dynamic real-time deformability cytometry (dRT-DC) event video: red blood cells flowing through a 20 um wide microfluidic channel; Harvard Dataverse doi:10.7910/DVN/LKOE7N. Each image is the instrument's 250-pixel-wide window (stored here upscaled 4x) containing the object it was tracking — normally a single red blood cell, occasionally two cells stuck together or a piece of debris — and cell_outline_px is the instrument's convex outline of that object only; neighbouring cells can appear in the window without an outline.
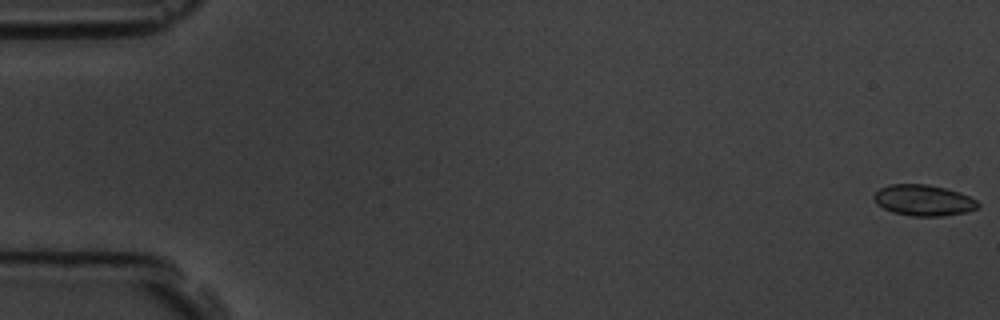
{"species": "common noctule bat (a hibernating species)", "species_latin": "Nyctalus noctula", "temperature_condition": "room temperature", "stored_images_in_passage": 56, "camera_frame_rate_fps": 3000, "um_per_image_px": 0.085, "animal": {"sex": "male", "body_mass_g": 19.5, "forearm_length_mm": 54.6}, "frame": {"image": 1, "passage_image": 1, "time_ms": 0.0, "image_size_px": [1000, 320], "cell_outline_px": [[980, 204], [976, 208], [964, 212], [944, 216], [912, 216], [892, 212], [876, 204], [872, 196], [880, 188], [888, 184], [928, 184], [960, 192], [976, 200]], "centroid_in_image_um": [78.46, 17.02], "position_along_channel_um": 6.5, "area_um2": 18.79}}
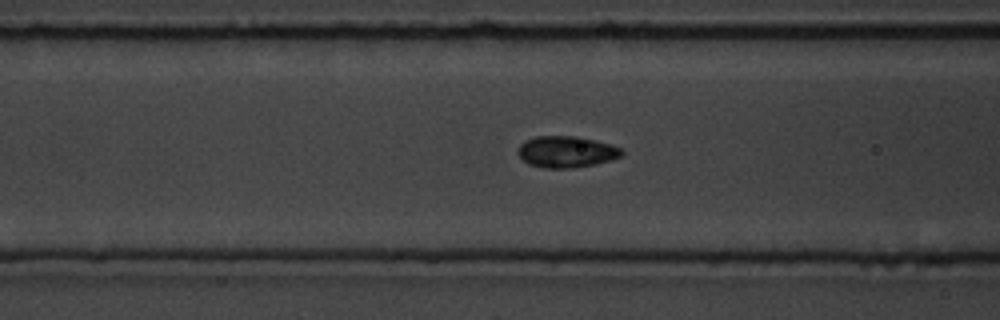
{"frame": {"image": 2, "passage_image": 23, "time_ms": 7.333, "image_size_px": [1000, 320], "cell_outline_px": [[624, 152], [620, 156], [596, 164], [572, 168], [544, 168], [528, 164], [516, 152], [520, 144], [524, 140], [536, 136], [576, 136], [596, 140], [612, 144], [620, 148]], "centroid_in_image_um": [48.11, 12.89], "position_along_channel_um": 118.5, "area_um2": 19.07}}
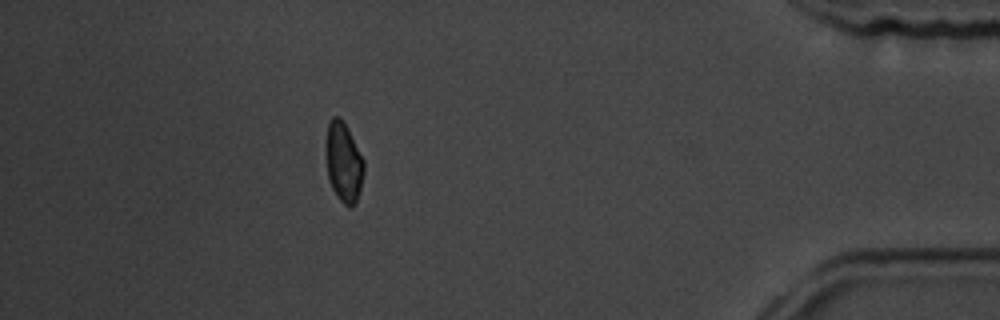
{"frame": {"image": 3, "passage_image": 51, "time_ms": 16.667, "image_size_px": [1000, 320], "cell_outline_px": [[364, 172], [356, 204], [352, 208], [348, 208], [340, 200], [332, 188], [328, 180], [324, 144], [328, 124], [332, 116], [340, 116], [348, 128], [364, 160]], "centroid_in_image_um": [29.18, 13.78], "position_along_channel_um": 406.0, "area_um2": 18.09}}